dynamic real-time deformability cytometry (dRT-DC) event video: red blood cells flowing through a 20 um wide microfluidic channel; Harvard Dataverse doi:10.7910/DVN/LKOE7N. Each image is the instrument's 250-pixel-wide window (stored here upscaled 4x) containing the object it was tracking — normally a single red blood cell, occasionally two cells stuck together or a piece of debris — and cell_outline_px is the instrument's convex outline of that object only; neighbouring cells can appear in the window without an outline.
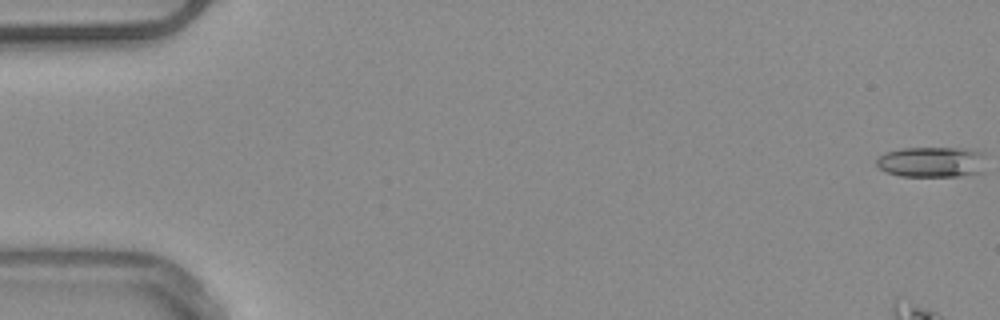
{"species": "common noctule bat (a hibernating species)", "species_latin": "Nyctalus noctula", "temperature_condition": "warm", "stored_images_in_passage": 54, "camera_frame_rate_fps": 3000, "um_per_image_px": 0.085, "animal": {"sex": "male", "body_mass_g": 20.4}, "frame": {"image": 1, "passage_image": 1, "time_ms": 0.0, "image_size_px": [1000, 320], "cell_outline_px": [[980, 172], [960, 176], [900, 176], [888, 172], [880, 168], [876, 164], [876, 160], [884, 152], [904, 148], [968, 148], [980, 152]], "centroid_in_image_um": [79.09, 13.76], "position_along_channel_um": 5.9, "area_um2": 19.02}}